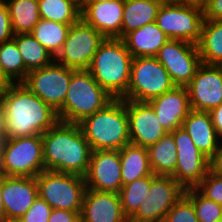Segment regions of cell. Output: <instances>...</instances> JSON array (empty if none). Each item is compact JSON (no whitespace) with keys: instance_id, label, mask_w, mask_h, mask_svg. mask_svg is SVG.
<instances>
[{"instance_id":"16","label":"cell","mask_w":222,"mask_h":222,"mask_svg":"<svg viewBox=\"0 0 222 222\" xmlns=\"http://www.w3.org/2000/svg\"><path fill=\"white\" fill-rule=\"evenodd\" d=\"M84 179L87 189L119 193L123 186L119 151H92L89 168Z\"/></svg>"},{"instance_id":"5","label":"cell","mask_w":222,"mask_h":222,"mask_svg":"<svg viewBox=\"0 0 222 222\" xmlns=\"http://www.w3.org/2000/svg\"><path fill=\"white\" fill-rule=\"evenodd\" d=\"M113 99L87 69H72L64 104L57 111L59 121L78 124L103 109Z\"/></svg>"},{"instance_id":"39","label":"cell","mask_w":222,"mask_h":222,"mask_svg":"<svg viewBox=\"0 0 222 222\" xmlns=\"http://www.w3.org/2000/svg\"><path fill=\"white\" fill-rule=\"evenodd\" d=\"M48 222H81L80 212L52 209Z\"/></svg>"},{"instance_id":"42","label":"cell","mask_w":222,"mask_h":222,"mask_svg":"<svg viewBox=\"0 0 222 222\" xmlns=\"http://www.w3.org/2000/svg\"><path fill=\"white\" fill-rule=\"evenodd\" d=\"M209 113L217 134L222 138V103Z\"/></svg>"},{"instance_id":"11","label":"cell","mask_w":222,"mask_h":222,"mask_svg":"<svg viewBox=\"0 0 222 222\" xmlns=\"http://www.w3.org/2000/svg\"><path fill=\"white\" fill-rule=\"evenodd\" d=\"M71 76L72 68L54 60L50 65L28 72L23 84L42 101L58 111L64 104Z\"/></svg>"},{"instance_id":"32","label":"cell","mask_w":222,"mask_h":222,"mask_svg":"<svg viewBox=\"0 0 222 222\" xmlns=\"http://www.w3.org/2000/svg\"><path fill=\"white\" fill-rule=\"evenodd\" d=\"M0 63L4 76L11 83H23L28 75L14 39L0 43Z\"/></svg>"},{"instance_id":"23","label":"cell","mask_w":222,"mask_h":222,"mask_svg":"<svg viewBox=\"0 0 222 222\" xmlns=\"http://www.w3.org/2000/svg\"><path fill=\"white\" fill-rule=\"evenodd\" d=\"M169 39L156 22L146 24L137 30L131 31L122 38L133 58L156 57L160 48Z\"/></svg>"},{"instance_id":"10","label":"cell","mask_w":222,"mask_h":222,"mask_svg":"<svg viewBox=\"0 0 222 222\" xmlns=\"http://www.w3.org/2000/svg\"><path fill=\"white\" fill-rule=\"evenodd\" d=\"M155 22L170 39L196 45L200 41L204 14L196 7L162 3Z\"/></svg>"},{"instance_id":"45","label":"cell","mask_w":222,"mask_h":222,"mask_svg":"<svg viewBox=\"0 0 222 222\" xmlns=\"http://www.w3.org/2000/svg\"><path fill=\"white\" fill-rule=\"evenodd\" d=\"M5 139H6L5 118H0V142L2 143Z\"/></svg>"},{"instance_id":"24","label":"cell","mask_w":222,"mask_h":222,"mask_svg":"<svg viewBox=\"0 0 222 222\" xmlns=\"http://www.w3.org/2000/svg\"><path fill=\"white\" fill-rule=\"evenodd\" d=\"M161 4L158 0H124L121 39L131 31L155 22Z\"/></svg>"},{"instance_id":"49","label":"cell","mask_w":222,"mask_h":222,"mask_svg":"<svg viewBox=\"0 0 222 222\" xmlns=\"http://www.w3.org/2000/svg\"><path fill=\"white\" fill-rule=\"evenodd\" d=\"M71 1L74 5H76L80 10L84 7L85 3L87 0H69Z\"/></svg>"},{"instance_id":"22","label":"cell","mask_w":222,"mask_h":222,"mask_svg":"<svg viewBox=\"0 0 222 222\" xmlns=\"http://www.w3.org/2000/svg\"><path fill=\"white\" fill-rule=\"evenodd\" d=\"M182 127L196 147L210 160L214 156L220 141L210 113L191 110L183 120Z\"/></svg>"},{"instance_id":"15","label":"cell","mask_w":222,"mask_h":222,"mask_svg":"<svg viewBox=\"0 0 222 222\" xmlns=\"http://www.w3.org/2000/svg\"><path fill=\"white\" fill-rule=\"evenodd\" d=\"M186 87L191 110L210 112L222 103V66L201 63Z\"/></svg>"},{"instance_id":"51","label":"cell","mask_w":222,"mask_h":222,"mask_svg":"<svg viewBox=\"0 0 222 222\" xmlns=\"http://www.w3.org/2000/svg\"><path fill=\"white\" fill-rule=\"evenodd\" d=\"M161 3H179L180 0H158Z\"/></svg>"},{"instance_id":"14","label":"cell","mask_w":222,"mask_h":222,"mask_svg":"<svg viewBox=\"0 0 222 222\" xmlns=\"http://www.w3.org/2000/svg\"><path fill=\"white\" fill-rule=\"evenodd\" d=\"M157 60L167 70L175 86L186 87L195 76L201 58L197 45L169 39L156 55Z\"/></svg>"},{"instance_id":"35","label":"cell","mask_w":222,"mask_h":222,"mask_svg":"<svg viewBox=\"0 0 222 222\" xmlns=\"http://www.w3.org/2000/svg\"><path fill=\"white\" fill-rule=\"evenodd\" d=\"M163 222H198L192 201L184 194L166 214Z\"/></svg>"},{"instance_id":"8","label":"cell","mask_w":222,"mask_h":222,"mask_svg":"<svg viewBox=\"0 0 222 222\" xmlns=\"http://www.w3.org/2000/svg\"><path fill=\"white\" fill-rule=\"evenodd\" d=\"M2 150L5 176L36 177L45 170L42 134L6 138Z\"/></svg>"},{"instance_id":"40","label":"cell","mask_w":222,"mask_h":222,"mask_svg":"<svg viewBox=\"0 0 222 222\" xmlns=\"http://www.w3.org/2000/svg\"><path fill=\"white\" fill-rule=\"evenodd\" d=\"M203 14L204 20H222V0H209Z\"/></svg>"},{"instance_id":"30","label":"cell","mask_w":222,"mask_h":222,"mask_svg":"<svg viewBox=\"0 0 222 222\" xmlns=\"http://www.w3.org/2000/svg\"><path fill=\"white\" fill-rule=\"evenodd\" d=\"M69 27V24L40 19L31 34L55 58L62 49Z\"/></svg>"},{"instance_id":"31","label":"cell","mask_w":222,"mask_h":222,"mask_svg":"<svg viewBox=\"0 0 222 222\" xmlns=\"http://www.w3.org/2000/svg\"><path fill=\"white\" fill-rule=\"evenodd\" d=\"M156 177L155 174L139 178L123 185L119 191L122 211L129 220L138 210L140 204L146 200L151 181Z\"/></svg>"},{"instance_id":"1","label":"cell","mask_w":222,"mask_h":222,"mask_svg":"<svg viewBox=\"0 0 222 222\" xmlns=\"http://www.w3.org/2000/svg\"><path fill=\"white\" fill-rule=\"evenodd\" d=\"M6 138L41 135L58 121L57 111L32 93L23 83L3 89Z\"/></svg>"},{"instance_id":"37","label":"cell","mask_w":222,"mask_h":222,"mask_svg":"<svg viewBox=\"0 0 222 222\" xmlns=\"http://www.w3.org/2000/svg\"><path fill=\"white\" fill-rule=\"evenodd\" d=\"M52 207L41 198H37L28 211L21 217L23 222H48Z\"/></svg>"},{"instance_id":"34","label":"cell","mask_w":222,"mask_h":222,"mask_svg":"<svg viewBox=\"0 0 222 222\" xmlns=\"http://www.w3.org/2000/svg\"><path fill=\"white\" fill-rule=\"evenodd\" d=\"M184 194L192 201L198 222L222 219V205L207 199L196 188L185 189Z\"/></svg>"},{"instance_id":"25","label":"cell","mask_w":222,"mask_h":222,"mask_svg":"<svg viewBox=\"0 0 222 222\" xmlns=\"http://www.w3.org/2000/svg\"><path fill=\"white\" fill-rule=\"evenodd\" d=\"M119 155L123 185L153 174L146 147L130 143L119 150Z\"/></svg>"},{"instance_id":"44","label":"cell","mask_w":222,"mask_h":222,"mask_svg":"<svg viewBox=\"0 0 222 222\" xmlns=\"http://www.w3.org/2000/svg\"><path fill=\"white\" fill-rule=\"evenodd\" d=\"M11 82L4 76L0 63V89H4L6 86L10 85Z\"/></svg>"},{"instance_id":"28","label":"cell","mask_w":222,"mask_h":222,"mask_svg":"<svg viewBox=\"0 0 222 222\" xmlns=\"http://www.w3.org/2000/svg\"><path fill=\"white\" fill-rule=\"evenodd\" d=\"M8 6L14 35L31 33L39 22L38 0H4Z\"/></svg>"},{"instance_id":"7","label":"cell","mask_w":222,"mask_h":222,"mask_svg":"<svg viewBox=\"0 0 222 222\" xmlns=\"http://www.w3.org/2000/svg\"><path fill=\"white\" fill-rule=\"evenodd\" d=\"M174 86L169 73L156 57H135L131 63L128 90L121 99L148 102Z\"/></svg>"},{"instance_id":"26","label":"cell","mask_w":222,"mask_h":222,"mask_svg":"<svg viewBox=\"0 0 222 222\" xmlns=\"http://www.w3.org/2000/svg\"><path fill=\"white\" fill-rule=\"evenodd\" d=\"M149 163L156 176H173L178 157L173 136L167 133L155 144L147 147Z\"/></svg>"},{"instance_id":"43","label":"cell","mask_w":222,"mask_h":222,"mask_svg":"<svg viewBox=\"0 0 222 222\" xmlns=\"http://www.w3.org/2000/svg\"><path fill=\"white\" fill-rule=\"evenodd\" d=\"M208 2L209 0H180L179 4L204 10L208 5Z\"/></svg>"},{"instance_id":"3","label":"cell","mask_w":222,"mask_h":222,"mask_svg":"<svg viewBox=\"0 0 222 222\" xmlns=\"http://www.w3.org/2000/svg\"><path fill=\"white\" fill-rule=\"evenodd\" d=\"M133 56L120 38H105L87 69L94 80L114 99L128 90Z\"/></svg>"},{"instance_id":"21","label":"cell","mask_w":222,"mask_h":222,"mask_svg":"<svg viewBox=\"0 0 222 222\" xmlns=\"http://www.w3.org/2000/svg\"><path fill=\"white\" fill-rule=\"evenodd\" d=\"M81 222H128L120 197L114 192L85 190L80 212Z\"/></svg>"},{"instance_id":"41","label":"cell","mask_w":222,"mask_h":222,"mask_svg":"<svg viewBox=\"0 0 222 222\" xmlns=\"http://www.w3.org/2000/svg\"><path fill=\"white\" fill-rule=\"evenodd\" d=\"M210 170L222 174V138H220L214 156L210 159Z\"/></svg>"},{"instance_id":"4","label":"cell","mask_w":222,"mask_h":222,"mask_svg":"<svg viewBox=\"0 0 222 222\" xmlns=\"http://www.w3.org/2000/svg\"><path fill=\"white\" fill-rule=\"evenodd\" d=\"M92 151L120 150L130 144L125 100L113 99L78 123Z\"/></svg>"},{"instance_id":"29","label":"cell","mask_w":222,"mask_h":222,"mask_svg":"<svg viewBox=\"0 0 222 222\" xmlns=\"http://www.w3.org/2000/svg\"><path fill=\"white\" fill-rule=\"evenodd\" d=\"M13 39L28 72L50 65L55 60L54 56L31 33L16 34Z\"/></svg>"},{"instance_id":"19","label":"cell","mask_w":222,"mask_h":222,"mask_svg":"<svg viewBox=\"0 0 222 222\" xmlns=\"http://www.w3.org/2000/svg\"><path fill=\"white\" fill-rule=\"evenodd\" d=\"M124 0L86 2L80 18L105 38H120Z\"/></svg>"},{"instance_id":"50","label":"cell","mask_w":222,"mask_h":222,"mask_svg":"<svg viewBox=\"0 0 222 222\" xmlns=\"http://www.w3.org/2000/svg\"><path fill=\"white\" fill-rule=\"evenodd\" d=\"M0 222H23L21 219H16V218H3L0 220Z\"/></svg>"},{"instance_id":"2","label":"cell","mask_w":222,"mask_h":222,"mask_svg":"<svg viewBox=\"0 0 222 222\" xmlns=\"http://www.w3.org/2000/svg\"><path fill=\"white\" fill-rule=\"evenodd\" d=\"M42 141L45 170L86 175L92 149L78 124L58 121Z\"/></svg>"},{"instance_id":"36","label":"cell","mask_w":222,"mask_h":222,"mask_svg":"<svg viewBox=\"0 0 222 222\" xmlns=\"http://www.w3.org/2000/svg\"><path fill=\"white\" fill-rule=\"evenodd\" d=\"M195 188L207 199L222 205V174L209 169L207 175Z\"/></svg>"},{"instance_id":"9","label":"cell","mask_w":222,"mask_h":222,"mask_svg":"<svg viewBox=\"0 0 222 222\" xmlns=\"http://www.w3.org/2000/svg\"><path fill=\"white\" fill-rule=\"evenodd\" d=\"M105 37L81 18L69 27L66 40L55 61L75 70L88 69Z\"/></svg>"},{"instance_id":"13","label":"cell","mask_w":222,"mask_h":222,"mask_svg":"<svg viewBox=\"0 0 222 222\" xmlns=\"http://www.w3.org/2000/svg\"><path fill=\"white\" fill-rule=\"evenodd\" d=\"M177 147V165L172 176L184 189L195 188L207 175L210 160L193 143L183 127L170 133Z\"/></svg>"},{"instance_id":"33","label":"cell","mask_w":222,"mask_h":222,"mask_svg":"<svg viewBox=\"0 0 222 222\" xmlns=\"http://www.w3.org/2000/svg\"><path fill=\"white\" fill-rule=\"evenodd\" d=\"M40 18L69 24L80 19L81 10L69 0H38Z\"/></svg>"},{"instance_id":"47","label":"cell","mask_w":222,"mask_h":222,"mask_svg":"<svg viewBox=\"0 0 222 222\" xmlns=\"http://www.w3.org/2000/svg\"><path fill=\"white\" fill-rule=\"evenodd\" d=\"M4 158H3V150H2V144L0 145V177L5 176V171H4Z\"/></svg>"},{"instance_id":"27","label":"cell","mask_w":222,"mask_h":222,"mask_svg":"<svg viewBox=\"0 0 222 222\" xmlns=\"http://www.w3.org/2000/svg\"><path fill=\"white\" fill-rule=\"evenodd\" d=\"M196 45L202 63L222 66V20H204Z\"/></svg>"},{"instance_id":"46","label":"cell","mask_w":222,"mask_h":222,"mask_svg":"<svg viewBox=\"0 0 222 222\" xmlns=\"http://www.w3.org/2000/svg\"><path fill=\"white\" fill-rule=\"evenodd\" d=\"M5 218L4 203L2 200V178L0 177V220Z\"/></svg>"},{"instance_id":"48","label":"cell","mask_w":222,"mask_h":222,"mask_svg":"<svg viewBox=\"0 0 222 222\" xmlns=\"http://www.w3.org/2000/svg\"><path fill=\"white\" fill-rule=\"evenodd\" d=\"M0 118H5L3 109V89H0Z\"/></svg>"},{"instance_id":"18","label":"cell","mask_w":222,"mask_h":222,"mask_svg":"<svg viewBox=\"0 0 222 222\" xmlns=\"http://www.w3.org/2000/svg\"><path fill=\"white\" fill-rule=\"evenodd\" d=\"M37 198L36 177H2L5 217L21 219Z\"/></svg>"},{"instance_id":"12","label":"cell","mask_w":222,"mask_h":222,"mask_svg":"<svg viewBox=\"0 0 222 222\" xmlns=\"http://www.w3.org/2000/svg\"><path fill=\"white\" fill-rule=\"evenodd\" d=\"M185 189L172 176H156L137 212L128 222H163Z\"/></svg>"},{"instance_id":"6","label":"cell","mask_w":222,"mask_h":222,"mask_svg":"<svg viewBox=\"0 0 222 222\" xmlns=\"http://www.w3.org/2000/svg\"><path fill=\"white\" fill-rule=\"evenodd\" d=\"M36 180L38 197L52 209L81 212L86 190L83 176L44 170Z\"/></svg>"},{"instance_id":"52","label":"cell","mask_w":222,"mask_h":222,"mask_svg":"<svg viewBox=\"0 0 222 222\" xmlns=\"http://www.w3.org/2000/svg\"><path fill=\"white\" fill-rule=\"evenodd\" d=\"M105 1H113V0H87V2H105Z\"/></svg>"},{"instance_id":"38","label":"cell","mask_w":222,"mask_h":222,"mask_svg":"<svg viewBox=\"0 0 222 222\" xmlns=\"http://www.w3.org/2000/svg\"><path fill=\"white\" fill-rule=\"evenodd\" d=\"M14 31L6 2L0 0V43L12 40Z\"/></svg>"},{"instance_id":"20","label":"cell","mask_w":222,"mask_h":222,"mask_svg":"<svg viewBox=\"0 0 222 222\" xmlns=\"http://www.w3.org/2000/svg\"><path fill=\"white\" fill-rule=\"evenodd\" d=\"M148 103L153 107L159 123L168 132L182 127L183 120L191 111L187 87L174 86Z\"/></svg>"},{"instance_id":"17","label":"cell","mask_w":222,"mask_h":222,"mask_svg":"<svg viewBox=\"0 0 222 222\" xmlns=\"http://www.w3.org/2000/svg\"><path fill=\"white\" fill-rule=\"evenodd\" d=\"M125 105L131 144L147 148L168 133L148 102L125 100Z\"/></svg>"}]
</instances>
